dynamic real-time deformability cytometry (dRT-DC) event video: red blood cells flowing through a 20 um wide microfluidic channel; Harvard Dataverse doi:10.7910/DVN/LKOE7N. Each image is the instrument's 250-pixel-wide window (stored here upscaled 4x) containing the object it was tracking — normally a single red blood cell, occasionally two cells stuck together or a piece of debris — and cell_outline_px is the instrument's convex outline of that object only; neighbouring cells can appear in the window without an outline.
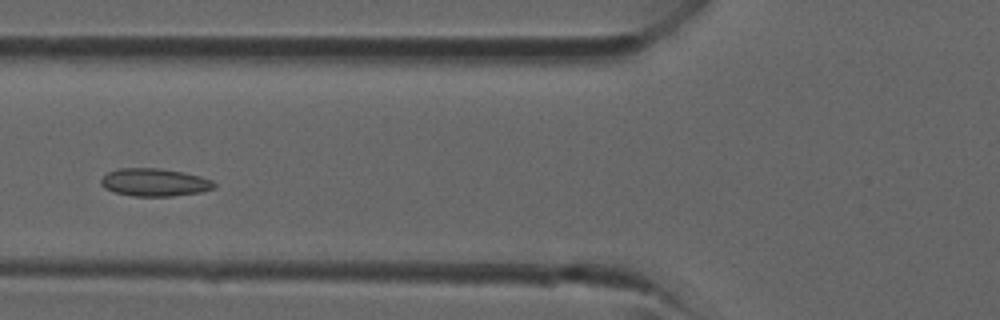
{"species": "common noctule bat (a hibernating species)", "species_latin": "Nyctalus noctula", "temperature_condition": "room temperature", "stored_images_in_passage": 35, "camera_frame_rate_fps": 3000, "um_per_image_px": 0.085, "animal": {"sex": "male", "forearm_length_mm": 52.5}, "frame": {"image": 1, "passage_image": 11, "time_ms": 3.333, "image_size_px": [1000, 320], "cell_outline_px": [[216, 188], [200, 192], [172, 196], [132, 196], [112, 192], [104, 188], [100, 184], [100, 180], [108, 172], [120, 168], [160, 168], [184, 172], [200, 176], [212, 180], [216, 184]], "centroid_in_image_um": [13.13, 15.5], "position_along_channel_um": 112.7, "area_um2": 18.5}}
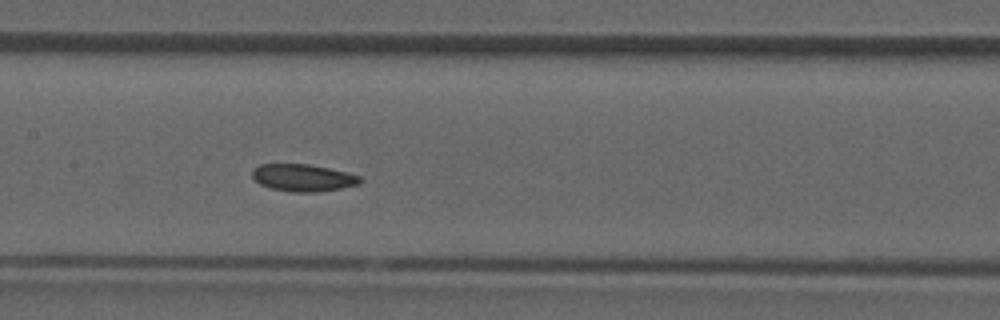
{"frame": {"image": 2, "passage_image": 15, "time_ms": 4.667, "image_size_px": [1000, 320], "cell_outline_px": [[364, 180], [360, 184], [340, 188], [316, 192], [292, 192], [272, 188], [260, 184], [252, 176], [252, 168], [260, 164], [308, 164], [348, 172], [360, 176]], "centroid_in_image_um": [25.78, 15.1], "position_along_channel_um": 181.6, "area_um2": 17.11}}
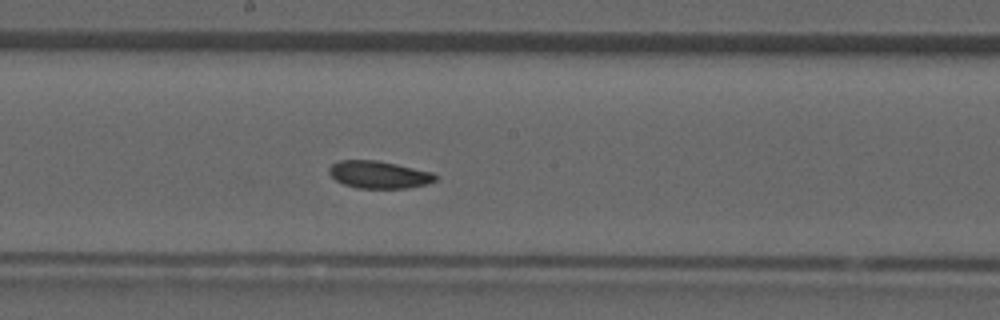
{"frame": {"image": 3, "passage_image": 17, "time_ms": 5.333, "image_size_px": [1000, 320], "cell_outline_px": [[436, 180], [428, 184], [408, 188], [356, 188], [344, 184], [336, 180], [328, 172], [328, 168], [332, 164], [340, 160], [376, 160], [396, 164], [432, 172], [436, 176]], "centroid_in_image_um": [32.2, 14.85], "position_along_channel_um": 216.0, "area_um2": 16.94}}